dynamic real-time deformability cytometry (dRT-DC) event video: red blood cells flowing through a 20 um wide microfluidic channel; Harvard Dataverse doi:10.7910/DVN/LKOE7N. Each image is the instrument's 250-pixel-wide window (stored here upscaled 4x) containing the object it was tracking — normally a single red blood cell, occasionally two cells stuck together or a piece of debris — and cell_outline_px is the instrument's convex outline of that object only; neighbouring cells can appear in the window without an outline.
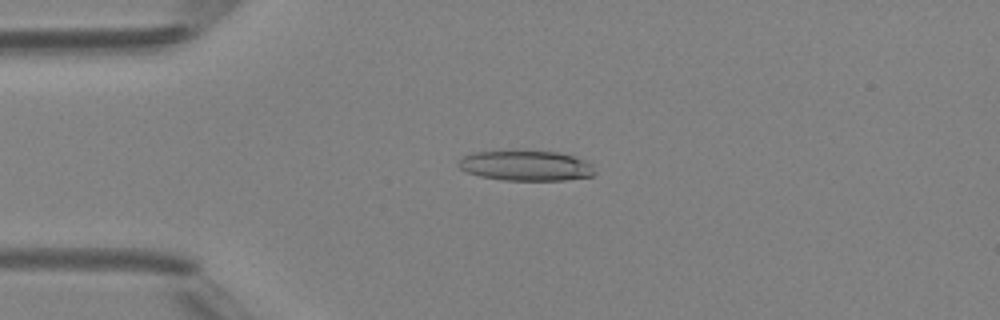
{"species": "Egyptian fruit bat (a non-hibernating species)", "species_latin": "Rousettus aegyptiacus", "temperature_condition": "room temperature", "stored_images_in_passage": 5, "camera_frame_rate_fps": 3000, "um_per_image_px": 0.085, "animal": {"sex": "female"}, "frame": {"image": 1, "passage_image": 3, "time_ms": 2.333, "image_size_px": [1000, 320], "cell_outline_px": [[596, 172], [592, 176], [564, 180], [504, 180], [480, 176], [468, 172], [460, 168], [456, 164], [464, 156], [472, 152], [520, 148], [560, 152], [584, 160], [592, 164]], "centroid_in_image_um": [44.69, 14.03], "position_along_channel_um": 40.3, "area_um2": 24.85}}
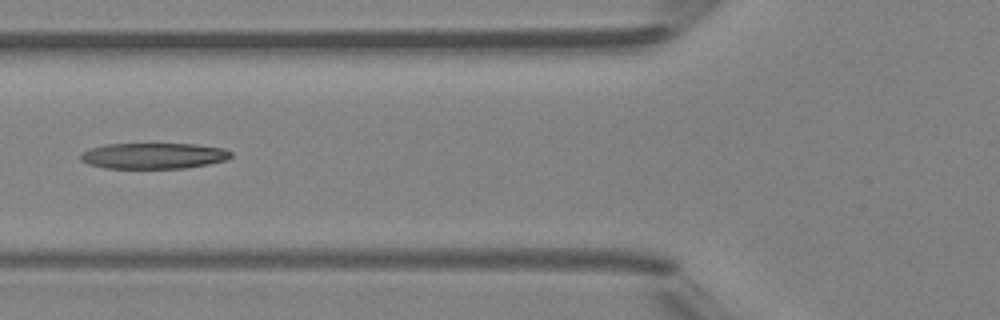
{"frame": {"image": 2, "passage_image": 5, "time_ms": 4.667, "image_size_px": [1000, 320], "cell_outline_px": [[232, 156], [228, 160], [188, 168], [104, 168], [88, 164], [80, 160], [80, 156], [88, 148], [104, 144], [192, 144], [224, 148], [232, 152]], "centroid_in_image_um": [13.06, 13.24], "position_along_channel_um": 112.7, "area_um2": 22.83}}